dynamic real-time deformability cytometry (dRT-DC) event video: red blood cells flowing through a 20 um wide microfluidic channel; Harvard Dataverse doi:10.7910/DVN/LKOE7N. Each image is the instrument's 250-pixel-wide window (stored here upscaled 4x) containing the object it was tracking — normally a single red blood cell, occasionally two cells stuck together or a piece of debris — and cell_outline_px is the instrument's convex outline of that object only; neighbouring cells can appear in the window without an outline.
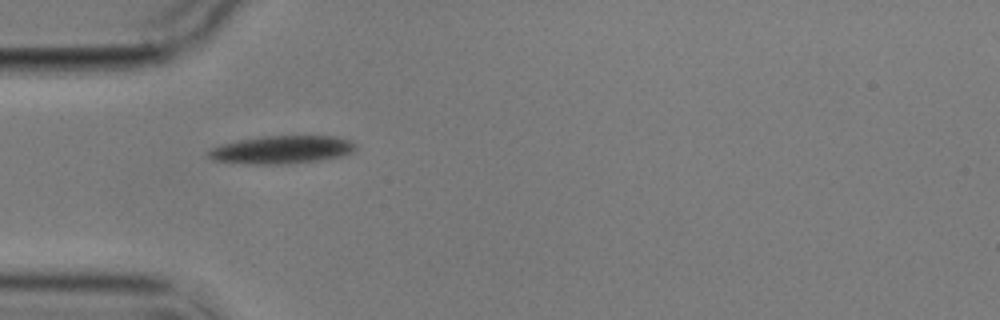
{"species": "common noctule bat (a hibernating species)", "species_latin": "Nyctalus noctula", "temperature_condition": "cold", "stored_images_in_passage": 2, "camera_frame_rate_fps": 3000, "um_per_image_px": 0.085, "animal": {"sex": "male", "body_mass_g": 17.9}, "frame": {"image": 1, "passage_image": 1, "time_ms": 0.0, "image_size_px": [1000, 320], "cell_outline_px": [[356, 148], [352, 152], [340, 156], [316, 160], [288, 164], [244, 164], [212, 160], [204, 152], [220, 144], [236, 140], [268, 136], [332, 136], [348, 140]], "centroid_in_image_um": [23.84, 12.73], "position_along_channel_um": 61.2, "area_um2": 23.87}}
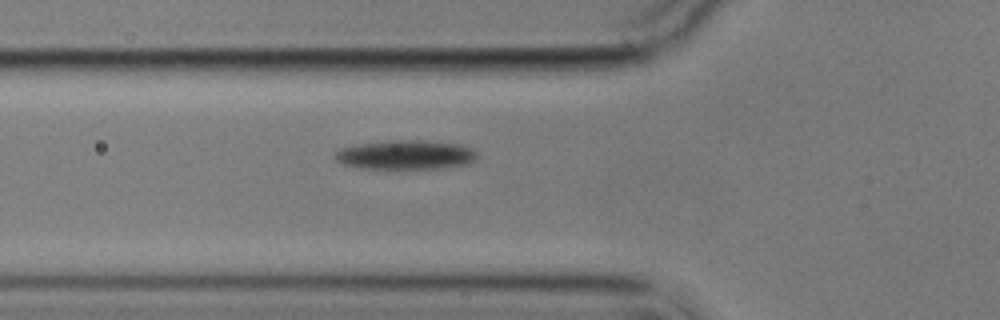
{"frame": {"image": 2, "passage_image": 2, "time_ms": 1.0, "image_size_px": [1000, 320], "cell_outline_px": [[480, 156], [476, 160], [468, 164], [440, 168], [360, 168], [340, 164], [336, 160], [336, 152], [344, 148], [360, 144], [392, 140], [424, 140], [460, 144], [472, 148]], "centroid_in_image_um": [34.55, 13.16], "position_along_channel_um": 91.2, "area_um2": 24.16}}